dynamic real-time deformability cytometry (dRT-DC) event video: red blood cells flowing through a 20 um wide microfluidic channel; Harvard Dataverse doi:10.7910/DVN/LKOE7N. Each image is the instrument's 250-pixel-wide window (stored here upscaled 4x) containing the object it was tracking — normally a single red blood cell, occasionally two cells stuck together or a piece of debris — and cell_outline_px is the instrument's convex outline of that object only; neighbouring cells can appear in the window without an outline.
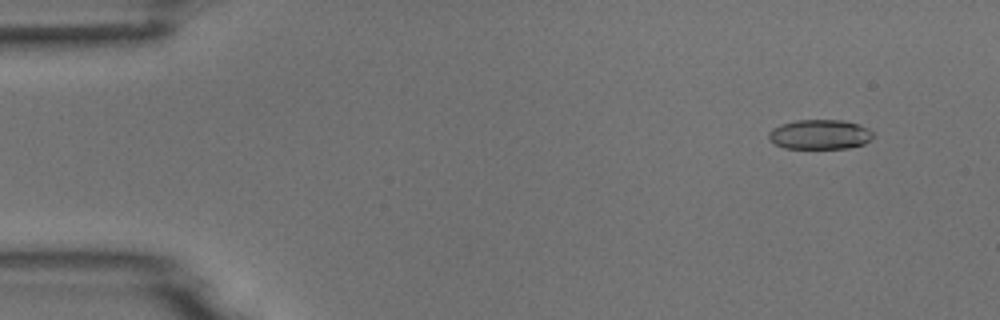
{"species": "common noctule bat (a hibernating species)", "species_latin": "Nyctalus noctula", "temperature_condition": "room temperature", "stored_images_in_passage": 5, "camera_frame_rate_fps": 3000, "um_per_image_px": 0.085, "animal": {"sex": "male", "body_mass_g": 18.8}, "frame": {"image": 1, "passage_image": 2, "time_ms": 1.333, "image_size_px": [1000, 320], "cell_outline_px": [[876, 136], [872, 140], [864, 144], [848, 148], [784, 148], [768, 140], [768, 132], [772, 128], [780, 124], [796, 120], [844, 120], [860, 124], [868, 128]], "centroid_in_image_um": [69.71, 11.42], "position_along_channel_um": 15.3, "area_um2": 18.38}}
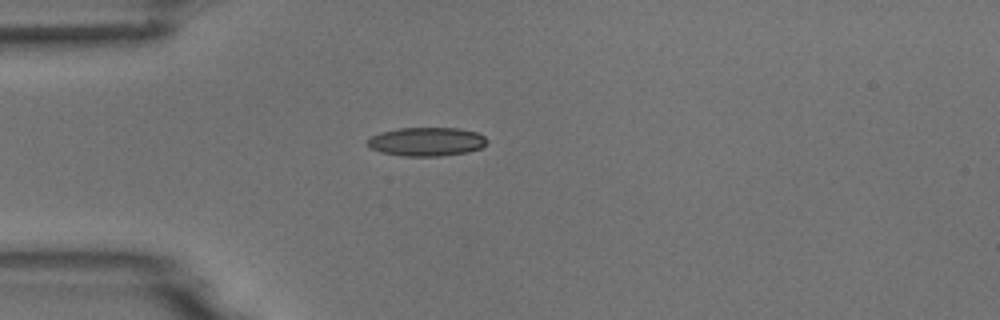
{"frame": {"image": 2, "passage_image": 5, "time_ms": 4.667, "image_size_px": [1000, 320], "cell_outline_px": [[488, 144], [480, 148], [468, 152], [440, 156], [404, 156], [380, 152], [368, 148], [364, 144], [372, 136], [380, 132], [400, 128], [460, 128], [476, 132], [484, 136], [488, 140]], "centroid_in_image_um": [36.25, 12.04], "position_along_channel_um": 48.8, "area_um2": 20.23}}